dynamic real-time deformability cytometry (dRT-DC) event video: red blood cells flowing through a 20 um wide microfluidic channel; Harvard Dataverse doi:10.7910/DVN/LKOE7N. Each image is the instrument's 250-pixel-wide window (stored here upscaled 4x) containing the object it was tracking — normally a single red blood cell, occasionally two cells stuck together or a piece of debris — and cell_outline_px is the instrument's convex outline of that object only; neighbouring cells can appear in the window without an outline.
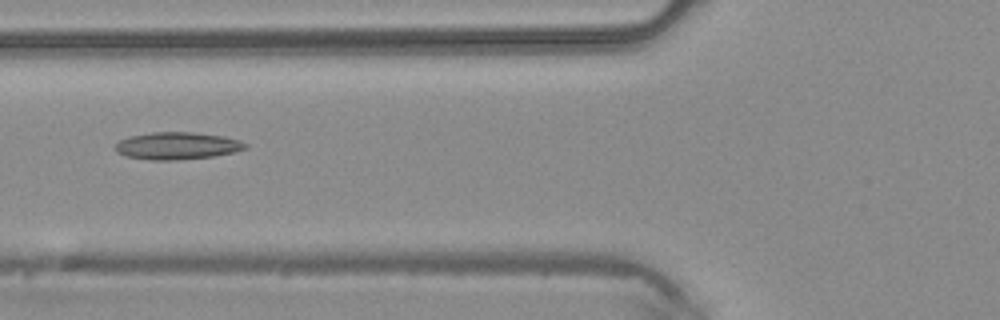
{"species": "common noctule bat (a hibernating species)", "species_latin": "Nyctalus noctula", "temperature_condition": "warm", "stored_images_in_passage": 3, "camera_frame_rate_fps": 3000, "um_per_image_px": 0.085, "animal": {"sex": "male", "body_mass_g": 20.4}, "frame": {"image": 1, "passage_image": 3, "time_ms": 0.667, "image_size_px": [1000, 320], "cell_outline_px": [[248, 148], [236, 152], [212, 156], [176, 160], [148, 160], [128, 156], [116, 152], [116, 144], [120, 140], [128, 136], [152, 132], [192, 132], [224, 136], [240, 140], [248, 144]], "centroid_in_image_um": [15.09, 12.39], "position_along_channel_um": 110.7, "area_um2": 20.75}}